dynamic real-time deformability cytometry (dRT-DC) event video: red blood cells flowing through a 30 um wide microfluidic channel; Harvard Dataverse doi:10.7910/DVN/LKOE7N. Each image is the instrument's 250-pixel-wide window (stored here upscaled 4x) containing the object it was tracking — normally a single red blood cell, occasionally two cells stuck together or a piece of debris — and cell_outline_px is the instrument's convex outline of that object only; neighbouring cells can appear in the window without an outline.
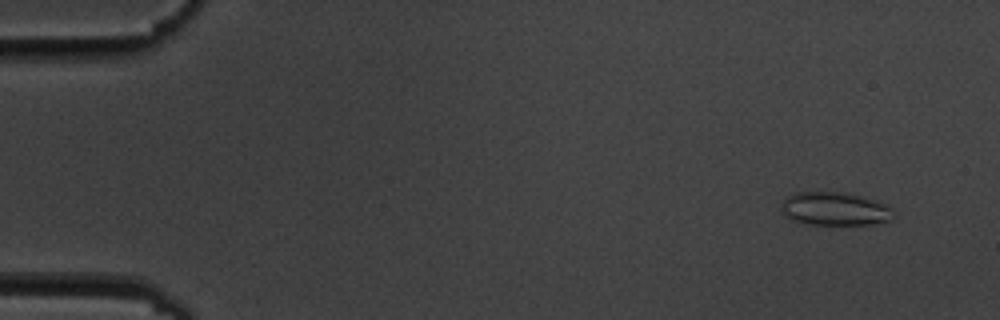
{"species": "common noctule bat (a hibernating species)", "species_latin": "Nyctalus noctula", "temperature_condition": "cold", "stored_images_in_passage": 7, "camera_frame_rate_fps": 3000, "um_per_image_px": 0.085, "animal": {"sex": "male", "body_mass_g": 19.5, "forearm_length_mm": 54.6}, "frame": {"image": 1, "passage_image": 2, "time_ms": 1.0, "image_size_px": [1000, 320], "cell_outline_px": [[896, 216], [892, 220], [868, 224], [812, 224], [792, 220], [780, 208], [780, 204], [788, 196], [796, 192], [844, 192], [860, 196], [884, 204], [892, 208], [896, 212]], "centroid_in_image_um": [70.99, 17.75], "position_along_channel_um": 14.0, "area_um2": 21.62}}
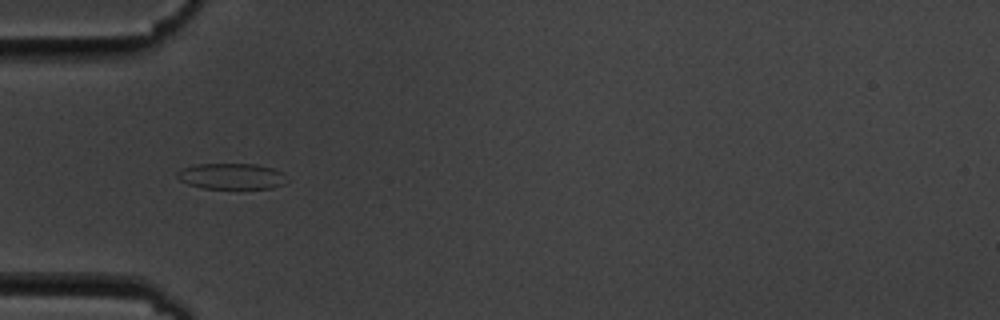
{"frame": {"image": 2, "passage_image": 6, "time_ms": 5.667, "image_size_px": [1000, 320], "cell_outline_px": [[288, 180], [284, 184], [272, 188], [204, 188], [188, 184], [180, 180], [176, 176], [176, 172], [184, 168], [196, 164], [256, 164], [272, 168], [284, 172]], "centroid_in_image_um": [19.71, 14.98], "position_along_channel_um": 65.3, "area_um2": 16.59}}
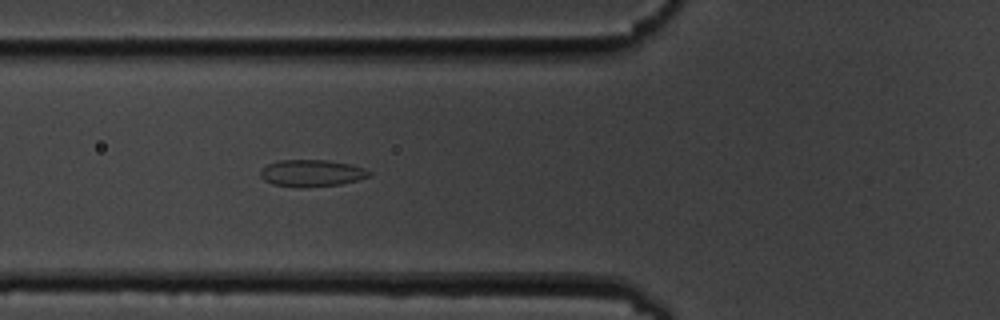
{"frame": {"image": 3, "passage_image": 7, "time_ms": 6.667, "image_size_px": [1000, 320], "cell_outline_px": [[372, 176], [360, 180], [340, 184], [272, 184], [264, 180], [260, 176], [260, 172], [268, 164], [276, 160], [328, 160], [352, 164], [364, 168], [372, 172]], "centroid_in_image_um": [26.58, 14.65], "position_along_channel_um": 99.2, "area_um2": 16.3}}